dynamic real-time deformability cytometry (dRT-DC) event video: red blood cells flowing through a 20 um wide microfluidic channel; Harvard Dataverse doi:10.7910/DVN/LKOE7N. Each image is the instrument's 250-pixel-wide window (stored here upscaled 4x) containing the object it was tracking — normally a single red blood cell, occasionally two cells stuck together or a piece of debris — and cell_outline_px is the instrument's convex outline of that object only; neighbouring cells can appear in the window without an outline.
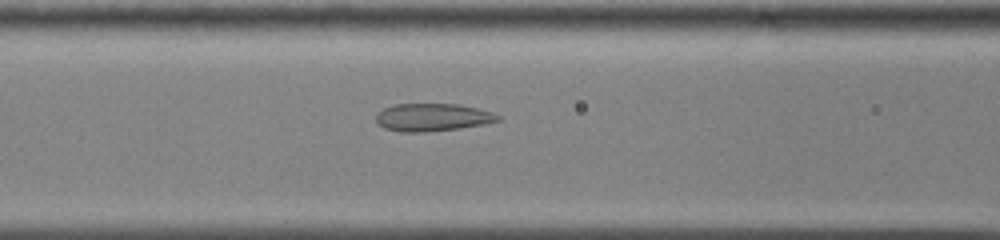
{"species": "common noctule bat (a hibernating species)", "species_latin": "Nyctalus noctula", "temperature_condition": "cold", "stored_images_in_passage": 53, "camera_frame_rate_fps": 3000, "um_per_image_px": 0.085, "animal": {"sex": "male", "body_mass_g": 13.0, "forearm_length_mm": 53.1}, "frame": {"image": 1, "passage_image": 21, "time_ms": 6.667, "image_size_px": [1000, 240], "cell_outline_px": [[500, 120], [484, 124], [460, 128], [424, 132], [400, 132], [384, 128], [376, 120], [376, 112], [384, 108], [396, 104], [460, 104], [492, 112], [500, 116]], "centroid_in_image_um": [36.75, 9.97], "position_along_channel_um": 129.9, "area_um2": 19.65}}
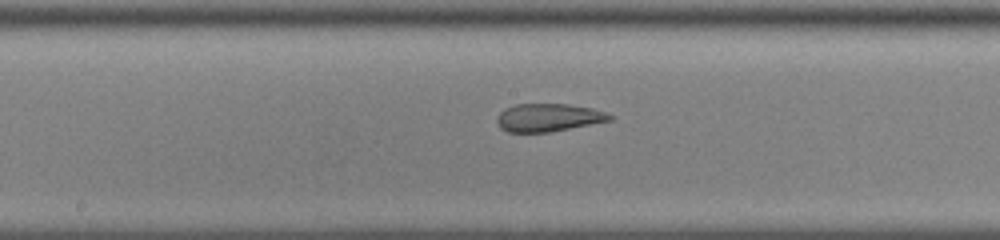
{"frame": {"image": 2, "passage_image": 27, "time_ms": 8.667, "image_size_px": [1000, 240], "cell_outline_px": [[612, 120], [548, 132], [508, 132], [500, 128], [496, 120], [496, 116], [504, 108], [516, 104], [568, 104], [592, 108], [604, 112], [612, 116]], "centroid_in_image_um": [46.56, 9.99], "position_along_channel_um": 201.6, "area_um2": 18.26}}
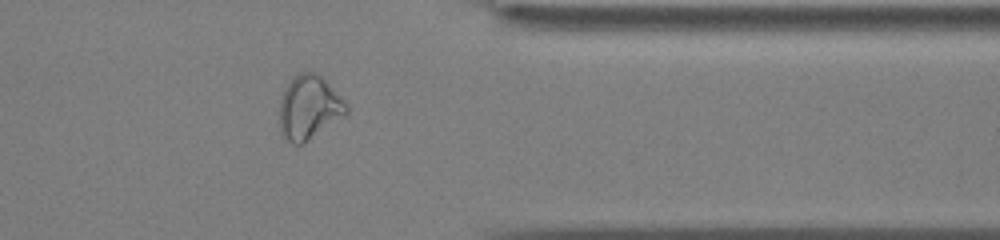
{"frame": {"image": 3, "passage_image": 43, "time_ms": 14.0, "image_size_px": [1000, 240], "cell_outline_px": [[348, 112], [344, 116], [300, 144], [292, 144], [280, 132], [280, 100], [284, 88], [292, 76], [300, 72], [316, 72], [348, 104]], "centroid_in_image_um": [26.24, 9.1], "position_along_channel_um": 385.2, "area_um2": 24.51}, "authors_computed_cell_mechanics": {"area_um2": 23.409, "velocity_mm_per_s": 3.5883, "shape_relaxation_time_tau1_ms": null, "shape_relaxation_time_tau2_ms": 2.1126, "deformation_change_tau1": null, "deformation_change_tau2": 0.0929}}